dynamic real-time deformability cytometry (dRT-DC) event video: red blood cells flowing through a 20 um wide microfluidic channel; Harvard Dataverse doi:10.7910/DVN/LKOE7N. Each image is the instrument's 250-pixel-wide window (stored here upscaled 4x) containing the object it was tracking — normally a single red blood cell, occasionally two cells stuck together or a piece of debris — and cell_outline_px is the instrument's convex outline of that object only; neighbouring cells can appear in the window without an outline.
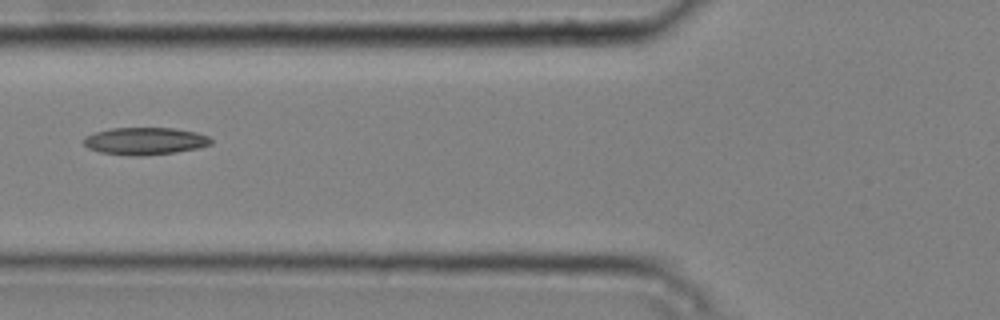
{"species": "common noctule bat (a hibernating species)", "species_latin": "Nyctalus noctula", "temperature_condition": "cold", "stored_images_in_passage": 7, "camera_frame_rate_fps": 3000, "um_per_image_px": 0.085, "animal": {"sex": "male", "body_mass_g": 20.4}, "frame": {"image": 1, "passage_image": 6, "time_ms": 1.667, "image_size_px": [1000, 320], "cell_outline_px": [[212, 144], [200, 148], [176, 152], [140, 156], [132, 156], [100, 152], [88, 148], [80, 140], [84, 136], [96, 132], [112, 128], [172, 128], [196, 132], [208, 136], [212, 140]], "centroid_in_image_um": [12.31, 11.99], "position_along_channel_um": 113.5, "area_um2": 20.4}}
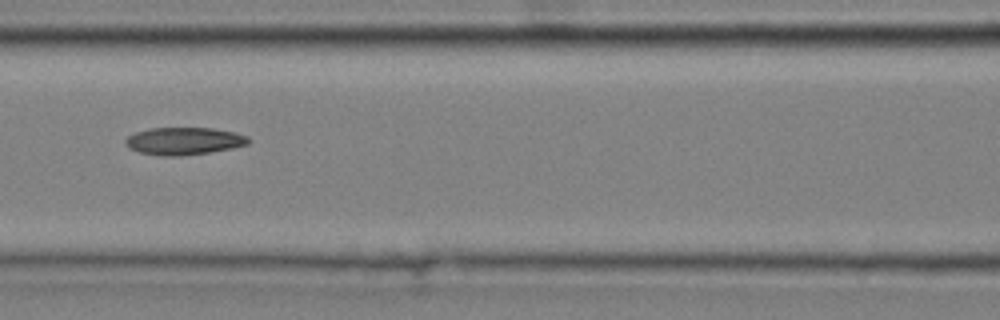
{"frame": {"image": 2, "passage_image": 7, "time_ms": 2.0, "image_size_px": [1000, 320], "cell_outline_px": [[252, 140], [248, 144], [232, 148], [208, 152], [180, 156], [160, 156], [140, 152], [128, 148], [124, 144], [124, 140], [128, 136], [136, 132], [152, 128], [212, 128], [236, 132], [248, 136]], "centroid_in_image_um": [15.64, 11.99], "position_along_channel_um": 151.0, "area_um2": 19.77}}